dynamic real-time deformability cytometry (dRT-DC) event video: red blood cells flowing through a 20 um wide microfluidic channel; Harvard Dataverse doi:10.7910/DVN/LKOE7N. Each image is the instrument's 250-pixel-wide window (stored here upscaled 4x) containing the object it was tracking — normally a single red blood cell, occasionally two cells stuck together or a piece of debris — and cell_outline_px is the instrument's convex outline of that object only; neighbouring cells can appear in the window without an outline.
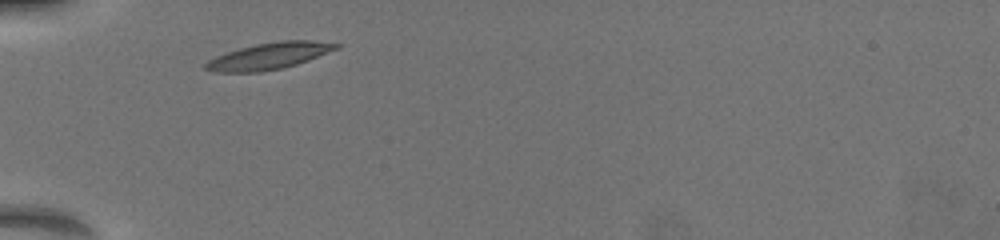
{"species": "common noctule bat (a hibernating species)", "species_latin": "Nyctalus noctula", "temperature_condition": "warm", "stored_images_in_passage": 27, "camera_frame_rate_fps": 3000, "um_per_image_px": 0.085, "animal": {"sex": "female", "body_mass_g": 19.5, "forearm_length_mm": 54.1}, "frame": {"image": 1, "passage_image": 1, "time_ms": 0.0, "image_size_px": [1000, 240], "cell_outline_px": [[340, 48], [308, 60], [296, 64], [280, 68], [260, 72], [212, 72], [204, 68], [204, 64], [208, 60], [216, 56], [240, 48], [256, 44], [280, 40], [312, 40], [340, 44]], "centroid_in_image_um": [22.87, 4.75], "position_along_channel_um": 62.1, "area_um2": 20.11}}
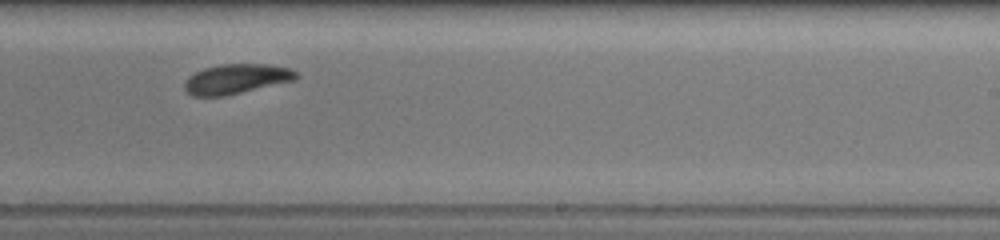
{"frame": {"image": 2, "passage_image": 16, "time_ms": 5.667, "image_size_px": [1000, 240], "cell_outline_px": [[300, 76], [296, 80], [224, 96], [192, 96], [184, 88], [184, 84], [188, 76], [204, 68], [220, 64], [268, 64], [288, 68], [300, 72]], "centroid_in_image_um": [20.12, 6.7], "position_along_channel_um": 268.9, "area_um2": 19.48}}
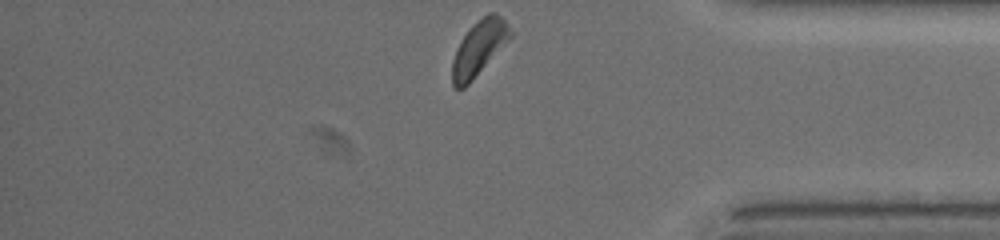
{"frame": {"image": 3, "passage_image": 27, "time_ms": 9.333, "image_size_px": [1000, 240], "cell_outline_px": [[516, 32], [468, 84], [464, 88], [456, 88], [452, 84], [452, 60], [460, 40], [472, 24], [488, 12], [496, 12]], "centroid_in_image_um": [40.73, 4.03], "position_along_channel_um": 394.5, "area_um2": 18.55}, "authors_computed_cell_mechanics": {"area_um2": 19.363, "velocity_mm_per_s": 3.8217, "shape_relaxation_time_tau1_ms": 1.1166, "shape_relaxation_time_tau2_ms": null, "deformation_change_tau1": 0.0848, "deformation_change_tau2": null}}